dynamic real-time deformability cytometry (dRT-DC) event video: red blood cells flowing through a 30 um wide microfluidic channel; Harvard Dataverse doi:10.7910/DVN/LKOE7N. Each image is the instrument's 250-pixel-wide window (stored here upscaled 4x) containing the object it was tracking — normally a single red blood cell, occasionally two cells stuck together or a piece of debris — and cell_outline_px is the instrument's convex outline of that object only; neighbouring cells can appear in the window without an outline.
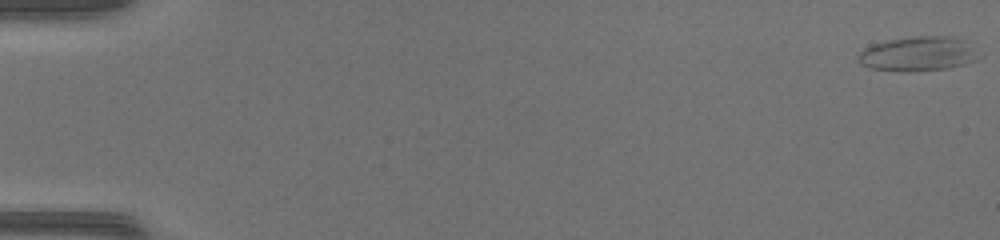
{"species": "common noctule bat (a hibernating species)", "species_latin": "Nyctalus noctula", "temperature_condition": "warm", "stored_images_in_passage": 9, "camera_frame_rate_fps": 3000, "um_per_image_px": 0.085, "animal": {"sex": "female", "body_mass_g": 17.0, "forearm_length_mm": 48.0}, "frame": {"image": 1, "passage_image": 1, "time_ms": 0.0, "image_size_px": [1000, 240], "cell_outline_px": [[984, 56], [980, 60], [948, 68], [908, 72], [900, 72], [868, 68], [860, 64], [856, 60], [856, 56], [864, 48], [876, 44], [892, 40], [916, 36], [952, 36], [976, 40]], "centroid_in_image_um": [78.23, 4.57], "position_along_channel_um": 6.8, "area_um2": 25.49}}